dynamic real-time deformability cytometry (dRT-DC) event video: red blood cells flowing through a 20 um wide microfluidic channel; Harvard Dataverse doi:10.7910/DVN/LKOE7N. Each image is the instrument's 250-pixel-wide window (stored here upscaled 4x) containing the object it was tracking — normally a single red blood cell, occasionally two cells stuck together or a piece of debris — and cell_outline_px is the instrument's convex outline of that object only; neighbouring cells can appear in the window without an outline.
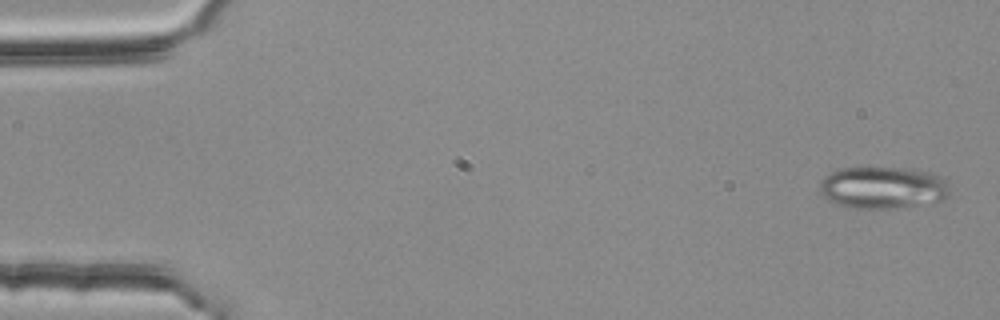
{"species": "common noctule bat (a hibernating species)", "species_latin": "Nyctalus noctula", "temperature_condition": "room temperature", "stored_images_in_passage": 54, "segment_of_instrument_passage": [1, 2], "camera_frame_rate_fps": 3000, "um_per_image_px": 0.085, "animal": {"sex": "female", "body_mass_g": 25.1}, "frame": {"image": 1, "passage_image": 2, "time_ms": 0.333, "image_size_px": [1000, 320], "cell_outline_px": [[952, 192], [948, 196], [940, 200], [888, 208], [852, 208], [828, 200], [820, 192], [820, 180], [824, 176], [840, 168], [900, 168], [928, 172], [940, 176], [944, 180]], "centroid_in_image_um": [75.01, 15.93], "position_along_channel_um": 10.0, "area_um2": 31.27}}